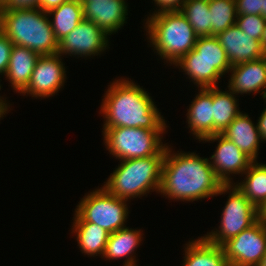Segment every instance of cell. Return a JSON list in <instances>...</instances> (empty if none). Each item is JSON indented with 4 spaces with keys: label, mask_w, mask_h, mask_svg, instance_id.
<instances>
[{
    "label": "cell",
    "mask_w": 266,
    "mask_h": 266,
    "mask_svg": "<svg viewBox=\"0 0 266 266\" xmlns=\"http://www.w3.org/2000/svg\"><path fill=\"white\" fill-rule=\"evenodd\" d=\"M243 174L244 180L234 184L260 210L266 203V164L253 161Z\"/></svg>",
    "instance_id": "25"
},
{
    "label": "cell",
    "mask_w": 266,
    "mask_h": 266,
    "mask_svg": "<svg viewBox=\"0 0 266 266\" xmlns=\"http://www.w3.org/2000/svg\"><path fill=\"white\" fill-rule=\"evenodd\" d=\"M261 43H262V47H263L264 52H266V24H265V27H264V30H263Z\"/></svg>",
    "instance_id": "38"
},
{
    "label": "cell",
    "mask_w": 266,
    "mask_h": 266,
    "mask_svg": "<svg viewBox=\"0 0 266 266\" xmlns=\"http://www.w3.org/2000/svg\"><path fill=\"white\" fill-rule=\"evenodd\" d=\"M244 34L261 41L266 19L261 15H237L236 23Z\"/></svg>",
    "instance_id": "29"
},
{
    "label": "cell",
    "mask_w": 266,
    "mask_h": 266,
    "mask_svg": "<svg viewBox=\"0 0 266 266\" xmlns=\"http://www.w3.org/2000/svg\"><path fill=\"white\" fill-rule=\"evenodd\" d=\"M182 266H229L222 246L208 242L204 237L185 245Z\"/></svg>",
    "instance_id": "21"
},
{
    "label": "cell",
    "mask_w": 266,
    "mask_h": 266,
    "mask_svg": "<svg viewBox=\"0 0 266 266\" xmlns=\"http://www.w3.org/2000/svg\"><path fill=\"white\" fill-rule=\"evenodd\" d=\"M221 246L229 266H258L266 253V223L259 218Z\"/></svg>",
    "instance_id": "9"
},
{
    "label": "cell",
    "mask_w": 266,
    "mask_h": 266,
    "mask_svg": "<svg viewBox=\"0 0 266 266\" xmlns=\"http://www.w3.org/2000/svg\"><path fill=\"white\" fill-rule=\"evenodd\" d=\"M3 8H39V0H9Z\"/></svg>",
    "instance_id": "33"
},
{
    "label": "cell",
    "mask_w": 266,
    "mask_h": 266,
    "mask_svg": "<svg viewBox=\"0 0 266 266\" xmlns=\"http://www.w3.org/2000/svg\"><path fill=\"white\" fill-rule=\"evenodd\" d=\"M180 11L198 37L211 36L209 0H186Z\"/></svg>",
    "instance_id": "26"
},
{
    "label": "cell",
    "mask_w": 266,
    "mask_h": 266,
    "mask_svg": "<svg viewBox=\"0 0 266 266\" xmlns=\"http://www.w3.org/2000/svg\"><path fill=\"white\" fill-rule=\"evenodd\" d=\"M141 230L125 227L109 235L102 258L117 260L126 257L123 266H138L134 251L143 240Z\"/></svg>",
    "instance_id": "19"
},
{
    "label": "cell",
    "mask_w": 266,
    "mask_h": 266,
    "mask_svg": "<svg viewBox=\"0 0 266 266\" xmlns=\"http://www.w3.org/2000/svg\"><path fill=\"white\" fill-rule=\"evenodd\" d=\"M256 125L261 141H266V108L261 113Z\"/></svg>",
    "instance_id": "35"
},
{
    "label": "cell",
    "mask_w": 266,
    "mask_h": 266,
    "mask_svg": "<svg viewBox=\"0 0 266 266\" xmlns=\"http://www.w3.org/2000/svg\"><path fill=\"white\" fill-rule=\"evenodd\" d=\"M237 15H261L262 0H235Z\"/></svg>",
    "instance_id": "30"
},
{
    "label": "cell",
    "mask_w": 266,
    "mask_h": 266,
    "mask_svg": "<svg viewBox=\"0 0 266 266\" xmlns=\"http://www.w3.org/2000/svg\"><path fill=\"white\" fill-rule=\"evenodd\" d=\"M145 31L153 51L175 65L189 53L198 39L194 29L181 11L150 14L146 20Z\"/></svg>",
    "instance_id": "4"
},
{
    "label": "cell",
    "mask_w": 266,
    "mask_h": 266,
    "mask_svg": "<svg viewBox=\"0 0 266 266\" xmlns=\"http://www.w3.org/2000/svg\"><path fill=\"white\" fill-rule=\"evenodd\" d=\"M164 157L165 155H154L120 160L121 163L110 174L103 187L110 194L127 201L153 191L159 193Z\"/></svg>",
    "instance_id": "5"
},
{
    "label": "cell",
    "mask_w": 266,
    "mask_h": 266,
    "mask_svg": "<svg viewBox=\"0 0 266 266\" xmlns=\"http://www.w3.org/2000/svg\"><path fill=\"white\" fill-rule=\"evenodd\" d=\"M194 49L198 56L210 62L222 75L229 73L232 66L216 36L198 37Z\"/></svg>",
    "instance_id": "27"
},
{
    "label": "cell",
    "mask_w": 266,
    "mask_h": 266,
    "mask_svg": "<svg viewBox=\"0 0 266 266\" xmlns=\"http://www.w3.org/2000/svg\"><path fill=\"white\" fill-rule=\"evenodd\" d=\"M166 130L115 127L103 128V140L107 150L116 159L129 160L166 154L162 135Z\"/></svg>",
    "instance_id": "6"
},
{
    "label": "cell",
    "mask_w": 266,
    "mask_h": 266,
    "mask_svg": "<svg viewBox=\"0 0 266 266\" xmlns=\"http://www.w3.org/2000/svg\"><path fill=\"white\" fill-rule=\"evenodd\" d=\"M39 57L38 53L29 48L12 46L5 78L11 83L13 90L21 93L27 87Z\"/></svg>",
    "instance_id": "18"
},
{
    "label": "cell",
    "mask_w": 266,
    "mask_h": 266,
    "mask_svg": "<svg viewBox=\"0 0 266 266\" xmlns=\"http://www.w3.org/2000/svg\"><path fill=\"white\" fill-rule=\"evenodd\" d=\"M9 0H0V9L3 8Z\"/></svg>",
    "instance_id": "41"
},
{
    "label": "cell",
    "mask_w": 266,
    "mask_h": 266,
    "mask_svg": "<svg viewBox=\"0 0 266 266\" xmlns=\"http://www.w3.org/2000/svg\"><path fill=\"white\" fill-rule=\"evenodd\" d=\"M231 66L265 57L262 43L233 25L216 35Z\"/></svg>",
    "instance_id": "14"
},
{
    "label": "cell",
    "mask_w": 266,
    "mask_h": 266,
    "mask_svg": "<svg viewBox=\"0 0 266 266\" xmlns=\"http://www.w3.org/2000/svg\"><path fill=\"white\" fill-rule=\"evenodd\" d=\"M47 14L49 17L53 16V19L49 20L54 35L59 42L84 19L83 4L80 0H68L60 6L51 9Z\"/></svg>",
    "instance_id": "22"
},
{
    "label": "cell",
    "mask_w": 266,
    "mask_h": 266,
    "mask_svg": "<svg viewBox=\"0 0 266 266\" xmlns=\"http://www.w3.org/2000/svg\"><path fill=\"white\" fill-rule=\"evenodd\" d=\"M0 31L13 45L29 48L43 55H54L58 41L49 16L40 8H1Z\"/></svg>",
    "instance_id": "3"
},
{
    "label": "cell",
    "mask_w": 266,
    "mask_h": 266,
    "mask_svg": "<svg viewBox=\"0 0 266 266\" xmlns=\"http://www.w3.org/2000/svg\"><path fill=\"white\" fill-rule=\"evenodd\" d=\"M262 16L266 19V0H262Z\"/></svg>",
    "instance_id": "39"
},
{
    "label": "cell",
    "mask_w": 266,
    "mask_h": 266,
    "mask_svg": "<svg viewBox=\"0 0 266 266\" xmlns=\"http://www.w3.org/2000/svg\"><path fill=\"white\" fill-rule=\"evenodd\" d=\"M259 218L266 223V203L259 210Z\"/></svg>",
    "instance_id": "37"
},
{
    "label": "cell",
    "mask_w": 266,
    "mask_h": 266,
    "mask_svg": "<svg viewBox=\"0 0 266 266\" xmlns=\"http://www.w3.org/2000/svg\"><path fill=\"white\" fill-rule=\"evenodd\" d=\"M263 99H264L265 102H266V90H265V92H264V94H263Z\"/></svg>",
    "instance_id": "42"
},
{
    "label": "cell",
    "mask_w": 266,
    "mask_h": 266,
    "mask_svg": "<svg viewBox=\"0 0 266 266\" xmlns=\"http://www.w3.org/2000/svg\"><path fill=\"white\" fill-rule=\"evenodd\" d=\"M238 100L232 91L212 87L213 135L222 133L241 113Z\"/></svg>",
    "instance_id": "23"
},
{
    "label": "cell",
    "mask_w": 266,
    "mask_h": 266,
    "mask_svg": "<svg viewBox=\"0 0 266 266\" xmlns=\"http://www.w3.org/2000/svg\"><path fill=\"white\" fill-rule=\"evenodd\" d=\"M175 66H180L185 73L191 78V81L200 88L217 87V82L223 75L212 64L200 56L193 48L185 54Z\"/></svg>",
    "instance_id": "20"
},
{
    "label": "cell",
    "mask_w": 266,
    "mask_h": 266,
    "mask_svg": "<svg viewBox=\"0 0 266 266\" xmlns=\"http://www.w3.org/2000/svg\"><path fill=\"white\" fill-rule=\"evenodd\" d=\"M108 35L92 21L83 19L65 38L58 42L57 54L97 56L109 46Z\"/></svg>",
    "instance_id": "11"
},
{
    "label": "cell",
    "mask_w": 266,
    "mask_h": 266,
    "mask_svg": "<svg viewBox=\"0 0 266 266\" xmlns=\"http://www.w3.org/2000/svg\"><path fill=\"white\" fill-rule=\"evenodd\" d=\"M110 84L100 108L105 120L103 128L166 130L165 119L143 87L129 78L115 79Z\"/></svg>",
    "instance_id": "2"
},
{
    "label": "cell",
    "mask_w": 266,
    "mask_h": 266,
    "mask_svg": "<svg viewBox=\"0 0 266 266\" xmlns=\"http://www.w3.org/2000/svg\"><path fill=\"white\" fill-rule=\"evenodd\" d=\"M203 142L218 141L214 154L209 158L210 164L216 176L223 184L232 183L230 174H241L248 169L253 162L232 141L221 134H214L202 140Z\"/></svg>",
    "instance_id": "12"
},
{
    "label": "cell",
    "mask_w": 266,
    "mask_h": 266,
    "mask_svg": "<svg viewBox=\"0 0 266 266\" xmlns=\"http://www.w3.org/2000/svg\"><path fill=\"white\" fill-rule=\"evenodd\" d=\"M220 134L232 141L252 161H257L262 141L257 125H254L248 114L241 112Z\"/></svg>",
    "instance_id": "17"
},
{
    "label": "cell",
    "mask_w": 266,
    "mask_h": 266,
    "mask_svg": "<svg viewBox=\"0 0 266 266\" xmlns=\"http://www.w3.org/2000/svg\"><path fill=\"white\" fill-rule=\"evenodd\" d=\"M128 201L110 194L103 186L88 193L75 209L74 222H92L114 233L125 228L129 213ZM125 225V226H124Z\"/></svg>",
    "instance_id": "7"
},
{
    "label": "cell",
    "mask_w": 266,
    "mask_h": 266,
    "mask_svg": "<svg viewBox=\"0 0 266 266\" xmlns=\"http://www.w3.org/2000/svg\"><path fill=\"white\" fill-rule=\"evenodd\" d=\"M61 57L60 54L40 56L30 81L21 94L25 96L27 93L36 99L57 94L64 86L66 79V70Z\"/></svg>",
    "instance_id": "10"
},
{
    "label": "cell",
    "mask_w": 266,
    "mask_h": 266,
    "mask_svg": "<svg viewBox=\"0 0 266 266\" xmlns=\"http://www.w3.org/2000/svg\"><path fill=\"white\" fill-rule=\"evenodd\" d=\"M228 89L235 95L261 93L266 90V58L233 65ZM262 89V90H261ZM261 91V92H260Z\"/></svg>",
    "instance_id": "15"
},
{
    "label": "cell",
    "mask_w": 266,
    "mask_h": 266,
    "mask_svg": "<svg viewBox=\"0 0 266 266\" xmlns=\"http://www.w3.org/2000/svg\"><path fill=\"white\" fill-rule=\"evenodd\" d=\"M13 43L0 31V75H5Z\"/></svg>",
    "instance_id": "31"
},
{
    "label": "cell",
    "mask_w": 266,
    "mask_h": 266,
    "mask_svg": "<svg viewBox=\"0 0 266 266\" xmlns=\"http://www.w3.org/2000/svg\"><path fill=\"white\" fill-rule=\"evenodd\" d=\"M83 4L84 19L92 21L108 36L124 26L128 15L125 0H80Z\"/></svg>",
    "instance_id": "13"
},
{
    "label": "cell",
    "mask_w": 266,
    "mask_h": 266,
    "mask_svg": "<svg viewBox=\"0 0 266 266\" xmlns=\"http://www.w3.org/2000/svg\"><path fill=\"white\" fill-rule=\"evenodd\" d=\"M187 110L191 133L199 141L213 135L212 87L200 88Z\"/></svg>",
    "instance_id": "16"
},
{
    "label": "cell",
    "mask_w": 266,
    "mask_h": 266,
    "mask_svg": "<svg viewBox=\"0 0 266 266\" xmlns=\"http://www.w3.org/2000/svg\"><path fill=\"white\" fill-rule=\"evenodd\" d=\"M222 181L216 176L209 158L196 153H172L167 145L159 193L166 198L193 202L217 196Z\"/></svg>",
    "instance_id": "1"
},
{
    "label": "cell",
    "mask_w": 266,
    "mask_h": 266,
    "mask_svg": "<svg viewBox=\"0 0 266 266\" xmlns=\"http://www.w3.org/2000/svg\"><path fill=\"white\" fill-rule=\"evenodd\" d=\"M211 36H216L235 25L237 20L235 0H209Z\"/></svg>",
    "instance_id": "28"
},
{
    "label": "cell",
    "mask_w": 266,
    "mask_h": 266,
    "mask_svg": "<svg viewBox=\"0 0 266 266\" xmlns=\"http://www.w3.org/2000/svg\"><path fill=\"white\" fill-rule=\"evenodd\" d=\"M0 89H1V85H0ZM8 102H6V99L2 96H0V118L4 117L5 114L9 113L8 111H10L8 108H10L7 104Z\"/></svg>",
    "instance_id": "36"
},
{
    "label": "cell",
    "mask_w": 266,
    "mask_h": 266,
    "mask_svg": "<svg viewBox=\"0 0 266 266\" xmlns=\"http://www.w3.org/2000/svg\"><path fill=\"white\" fill-rule=\"evenodd\" d=\"M155 6L159 9L155 10L152 14H158L161 12L180 11L186 0H153Z\"/></svg>",
    "instance_id": "32"
},
{
    "label": "cell",
    "mask_w": 266,
    "mask_h": 266,
    "mask_svg": "<svg viewBox=\"0 0 266 266\" xmlns=\"http://www.w3.org/2000/svg\"><path fill=\"white\" fill-rule=\"evenodd\" d=\"M68 0H39V8L44 12H48L51 9H54L60 6L62 3Z\"/></svg>",
    "instance_id": "34"
},
{
    "label": "cell",
    "mask_w": 266,
    "mask_h": 266,
    "mask_svg": "<svg viewBox=\"0 0 266 266\" xmlns=\"http://www.w3.org/2000/svg\"><path fill=\"white\" fill-rule=\"evenodd\" d=\"M72 227V234L76 233L77 246L82 253L90 257H103L109 232L92 222H73Z\"/></svg>",
    "instance_id": "24"
},
{
    "label": "cell",
    "mask_w": 266,
    "mask_h": 266,
    "mask_svg": "<svg viewBox=\"0 0 266 266\" xmlns=\"http://www.w3.org/2000/svg\"><path fill=\"white\" fill-rule=\"evenodd\" d=\"M258 266H266V253L263 256V258L261 259V261H260Z\"/></svg>",
    "instance_id": "40"
},
{
    "label": "cell",
    "mask_w": 266,
    "mask_h": 266,
    "mask_svg": "<svg viewBox=\"0 0 266 266\" xmlns=\"http://www.w3.org/2000/svg\"><path fill=\"white\" fill-rule=\"evenodd\" d=\"M225 192L230 193L221 214L219 230H213L203 236L208 242L220 246L259 219V210L244 196L234 182L223 184L217 195L225 194Z\"/></svg>",
    "instance_id": "8"
}]
</instances>
